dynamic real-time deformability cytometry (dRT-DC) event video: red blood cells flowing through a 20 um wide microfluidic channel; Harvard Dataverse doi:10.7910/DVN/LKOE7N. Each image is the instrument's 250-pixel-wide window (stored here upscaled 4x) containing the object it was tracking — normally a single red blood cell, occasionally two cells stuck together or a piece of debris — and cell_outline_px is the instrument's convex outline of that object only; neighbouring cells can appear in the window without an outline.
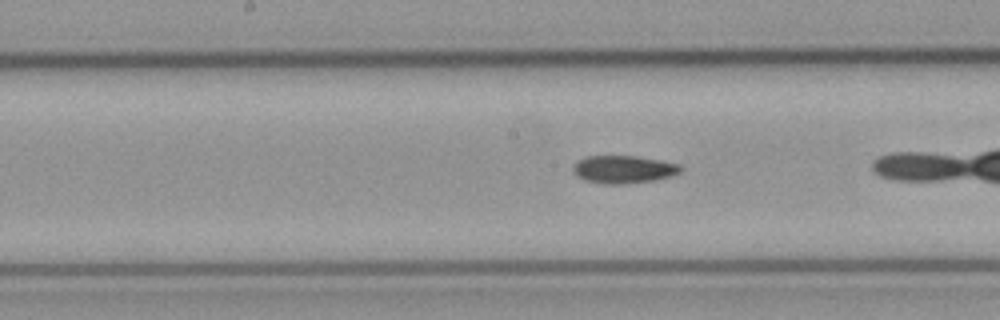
{"species": "common noctule bat (a hibernating species)", "species_latin": "Nyctalus noctula", "temperature_condition": "cold", "stored_images_in_passage": 40, "camera_frame_rate_fps": 3000, "um_per_image_px": 0.085, "animal": {"sex": "male", "body_mass_g": 23.1, "forearm_length_mm": 52.7}, "frame": {"image": 1, "passage_image": 25, "time_ms": 8.0, "image_size_px": [1000, 320], "cell_outline_px": [[684, 168], [680, 172], [672, 176], [656, 180], [620, 184], [604, 184], [584, 180], [576, 176], [572, 172], [572, 168], [580, 160], [588, 156], [636, 156], [660, 160], [680, 164]], "centroid_in_image_um": [53.03, 14.4], "position_along_channel_um": 195.2, "area_um2": 17.46}}
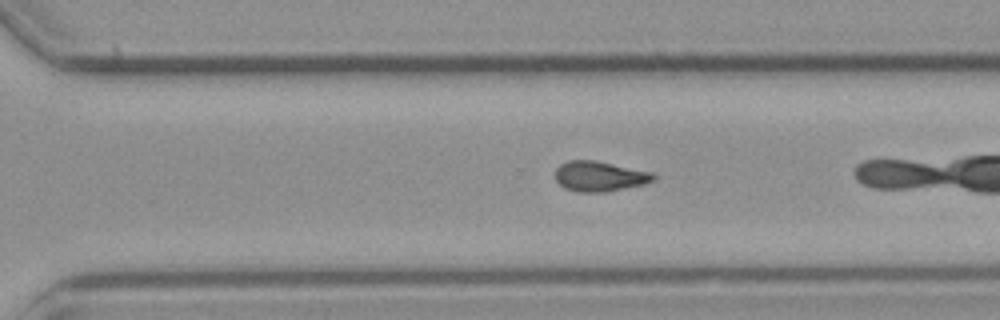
{"frame": {"image": 2, "passage_image": 35, "time_ms": 11.333, "image_size_px": [1000, 320], "cell_outline_px": [[656, 180], [644, 184], [604, 192], [576, 192], [564, 188], [556, 180], [556, 168], [560, 164], [568, 160], [596, 160], [652, 172], [656, 176]], "centroid_in_image_um": [50.96, 14.98], "position_along_channel_um": 319.6, "area_um2": 17.34}}